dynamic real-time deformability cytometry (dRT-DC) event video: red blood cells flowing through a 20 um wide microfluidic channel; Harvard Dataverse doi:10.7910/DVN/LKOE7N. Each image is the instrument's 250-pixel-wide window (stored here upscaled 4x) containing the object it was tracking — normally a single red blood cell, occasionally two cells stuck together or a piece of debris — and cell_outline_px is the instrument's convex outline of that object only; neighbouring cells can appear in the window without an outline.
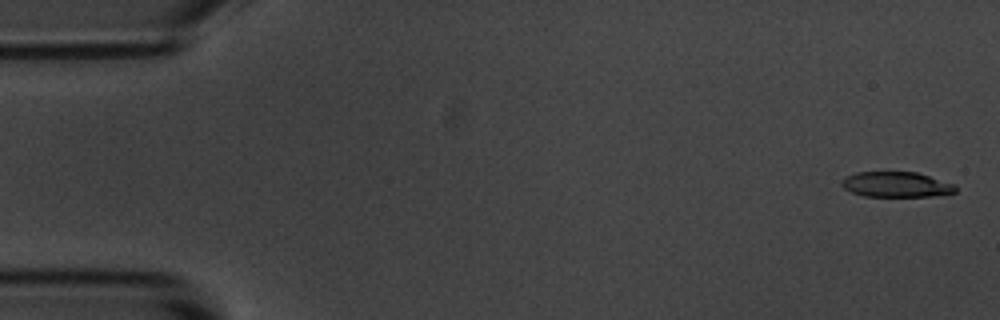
{"species": "common noctule bat (a hibernating species)", "species_latin": "Nyctalus noctula", "temperature_condition": "room temperature", "stored_images_in_passage": 5, "camera_frame_rate_fps": 3000, "um_per_image_px": 0.085, "animal": {"sex": "male", "body_mass_g": 20.1, "forearm_length_mm": 53.5}, "frame": {"image": 1, "passage_image": 1, "time_ms": 0.0, "image_size_px": [1000, 320], "cell_outline_px": [[956, 192], [932, 196], [864, 196], [852, 192], [844, 188], [840, 184], [840, 180], [844, 176], [856, 172], [916, 172], [956, 184]], "centroid_in_image_um": [76.15, 15.67], "position_along_channel_um": 8.8, "area_um2": 16.88}}
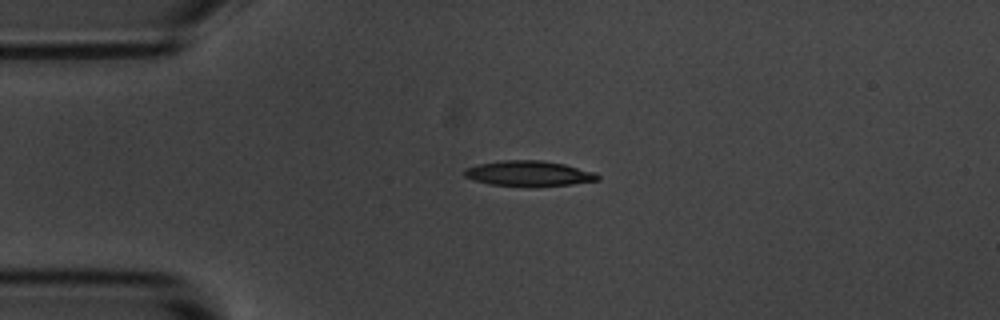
{"frame": {"image": 2, "passage_image": 4, "time_ms": 3.667, "image_size_px": [1000, 320], "cell_outline_px": [[600, 180], [572, 184], [488, 184], [464, 176], [464, 168], [476, 164], [504, 160], [540, 160], [564, 164], [596, 172], [600, 176]], "centroid_in_image_um": [44.95, 14.7], "position_along_channel_um": 40.0, "area_um2": 18.96}}